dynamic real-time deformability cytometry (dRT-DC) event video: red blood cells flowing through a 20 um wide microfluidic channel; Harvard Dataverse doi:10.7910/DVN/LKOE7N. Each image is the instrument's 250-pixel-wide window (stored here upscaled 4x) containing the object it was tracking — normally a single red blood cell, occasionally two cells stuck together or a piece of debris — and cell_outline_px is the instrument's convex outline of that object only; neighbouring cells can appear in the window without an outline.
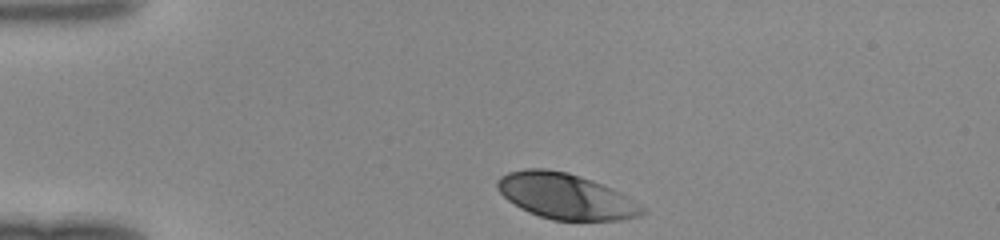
{"species": "human", "species_latin": "Homo sapiens", "temperature_condition": "room temperature", "stored_images_in_passage": 30, "camera_frame_rate_fps": 3000, "um_per_image_px": 0.085, "donor": {"sex": "female"}, "frame": {"image": 1, "passage_image": 1, "time_ms": 0.0, "image_size_px": [1000, 240], "cell_outline_px": [[648, 208], [640, 216], [620, 220], [552, 220], [528, 212], [520, 208], [508, 200], [496, 188], [496, 180], [500, 176], [508, 172], [524, 168], [544, 168], [568, 172], [592, 180], [612, 188]], "centroid_in_image_um": [48.07, 16.67], "position_along_channel_um": 36.9, "area_um2": 38.73}}
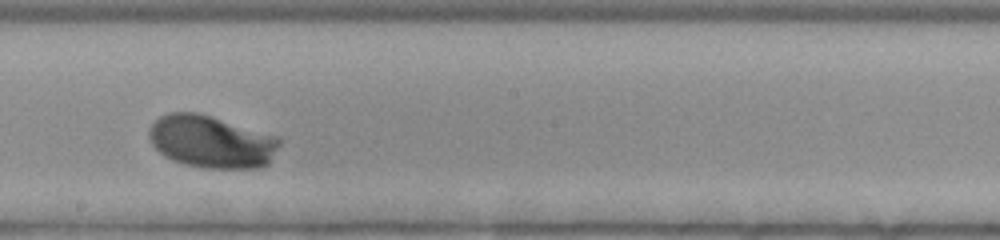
{"frame": {"image": 2, "passage_image": 18, "time_ms": 5.667, "image_size_px": [1000, 240], "cell_outline_px": [[280, 144], [268, 164], [260, 168], [204, 168], [184, 164], [164, 156], [152, 144], [148, 136], [148, 128], [160, 116], [168, 112], [196, 112], [280, 136]], "centroid_in_image_um": [17.97, 12.04], "position_along_channel_um": 230.2, "area_um2": 40.0}}
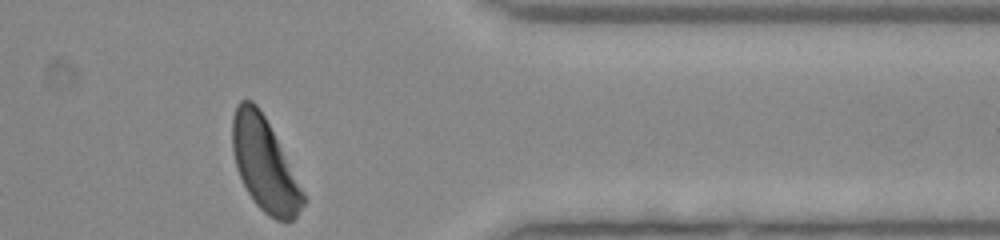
{"frame": {"image": 3, "passage_image": 30, "time_ms": 9.667, "image_size_px": [1000, 240], "cell_outline_px": [[308, 200], [296, 216], [292, 220], [276, 220], [268, 216], [252, 200], [236, 168], [232, 152], [232, 116], [236, 104], [240, 100], [252, 100], [256, 104], [264, 116], [304, 192]], "centroid_in_image_um": [22.46, 13.98], "position_along_channel_um": 388.9, "area_um2": 38.03}}